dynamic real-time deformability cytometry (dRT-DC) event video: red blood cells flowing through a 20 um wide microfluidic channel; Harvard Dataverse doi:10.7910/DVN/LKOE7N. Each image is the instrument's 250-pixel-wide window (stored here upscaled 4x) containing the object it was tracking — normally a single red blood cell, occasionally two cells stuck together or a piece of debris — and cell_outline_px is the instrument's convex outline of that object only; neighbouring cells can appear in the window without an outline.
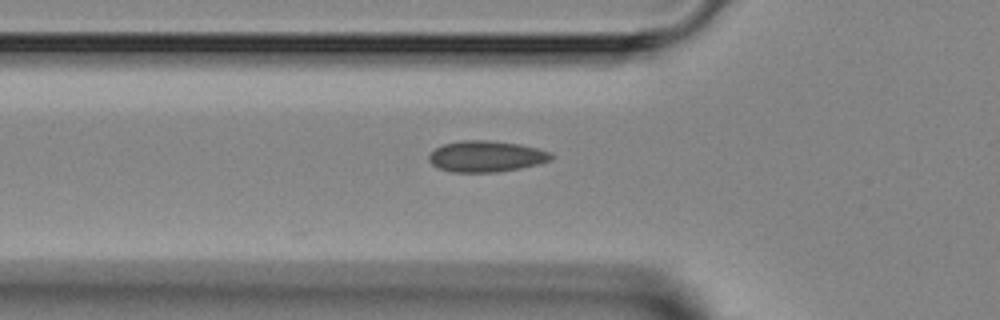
{"species": "Egyptian fruit bat (a non-hibernating species)", "species_latin": "Rousettus aegyptiacus", "temperature_condition": "room temperature", "stored_images_in_passage": 3, "camera_frame_rate_fps": 3000, "um_per_image_px": 0.085, "animal": {"sex": "female"}, "frame": {"image": 1, "passage_image": 3, "time_ms": 2.333, "image_size_px": [1000, 320], "cell_outline_px": [[556, 156], [552, 160], [540, 164], [520, 168], [496, 172], [452, 172], [436, 168], [428, 160], [428, 156], [436, 148], [444, 144], [464, 140], [488, 140], [520, 144], [552, 152]], "centroid_in_image_um": [41.36, 13.3], "position_along_channel_um": 84.4, "area_um2": 22.37}}